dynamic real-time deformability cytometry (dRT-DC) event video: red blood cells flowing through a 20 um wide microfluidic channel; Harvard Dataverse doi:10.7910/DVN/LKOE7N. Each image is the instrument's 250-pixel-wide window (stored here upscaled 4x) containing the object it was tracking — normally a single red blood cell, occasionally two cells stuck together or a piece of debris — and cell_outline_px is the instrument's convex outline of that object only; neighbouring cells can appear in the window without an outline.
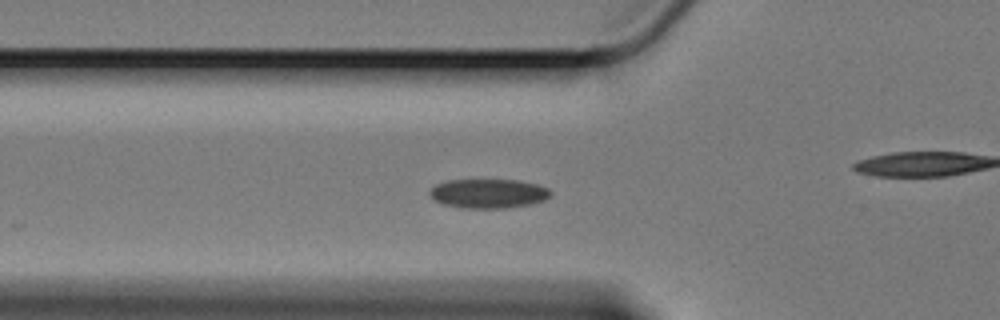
{"species": "Egyptian fruit bat (a non-hibernating species)", "species_latin": "Rousettus aegyptiacus", "temperature_condition": "cold", "stored_images_in_passage": 10, "camera_frame_rate_fps": 3000, "um_per_image_px": 0.085, "animal": {"sex": "female"}, "frame": {"image": 1, "passage_image": 2, "time_ms": 0.333, "image_size_px": [1000, 320], "cell_outline_px": [[552, 196], [544, 200], [532, 204], [508, 208], [460, 208], [444, 204], [436, 200], [428, 192], [436, 184], [448, 180], [516, 180], [536, 184], [548, 188], [552, 192]], "centroid_in_image_um": [41.55, 16.45], "position_along_channel_um": 84.2, "area_um2": 20.63}}
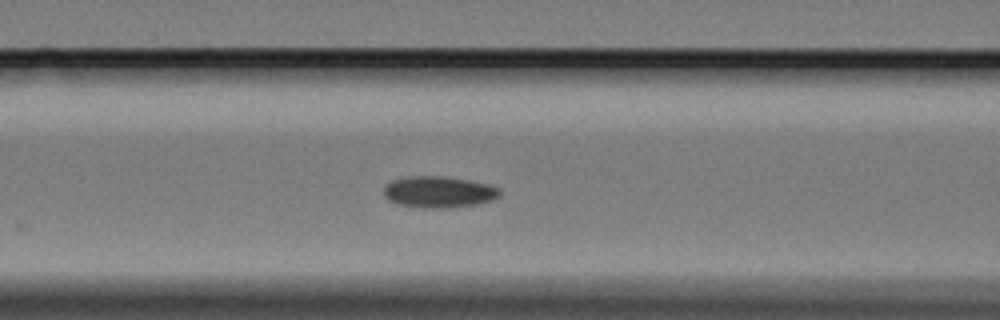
{"frame": {"image": 2, "passage_image": 6, "time_ms": 1.667, "image_size_px": [1000, 320], "cell_outline_px": [[500, 196], [492, 200], [476, 204], [444, 208], [420, 208], [396, 204], [388, 200], [384, 196], [384, 188], [392, 180], [408, 176], [444, 176], [468, 180], [488, 184], [500, 188]], "centroid_in_image_um": [37.28, 16.32], "position_along_channel_um": 129.3, "area_um2": 21.33}}
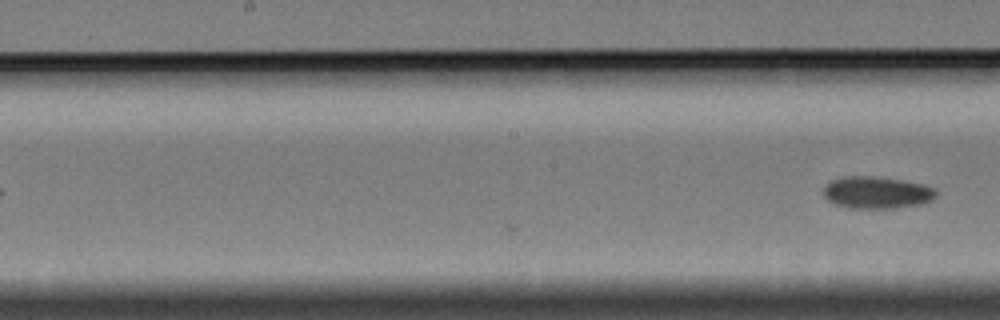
{"frame": {"image": 3, "passage_image": 10, "time_ms": 3.0, "image_size_px": [1000, 320], "cell_outline_px": [[936, 196], [932, 200], [920, 204], [896, 208], [848, 208], [836, 204], [828, 200], [824, 196], [824, 188], [832, 180], [844, 176], [872, 176], [900, 180], [924, 184], [936, 188]], "centroid_in_image_um": [74.55, 16.37], "position_along_channel_um": 173.7, "area_um2": 20.98}}